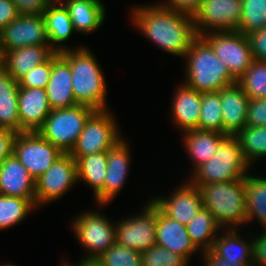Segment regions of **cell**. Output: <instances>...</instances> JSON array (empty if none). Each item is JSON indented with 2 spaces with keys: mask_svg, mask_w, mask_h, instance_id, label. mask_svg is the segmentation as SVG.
Here are the masks:
<instances>
[{
  "mask_svg": "<svg viewBox=\"0 0 266 266\" xmlns=\"http://www.w3.org/2000/svg\"><path fill=\"white\" fill-rule=\"evenodd\" d=\"M133 17L146 37L176 56H184L198 36L191 16L161 5L138 7Z\"/></svg>",
  "mask_w": 266,
  "mask_h": 266,
  "instance_id": "cell-1",
  "label": "cell"
},
{
  "mask_svg": "<svg viewBox=\"0 0 266 266\" xmlns=\"http://www.w3.org/2000/svg\"><path fill=\"white\" fill-rule=\"evenodd\" d=\"M55 52H58L71 68L75 101L95 110H107L105 79L90 51L81 47L72 52L64 47H56Z\"/></svg>",
  "mask_w": 266,
  "mask_h": 266,
  "instance_id": "cell-2",
  "label": "cell"
},
{
  "mask_svg": "<svg viewBox=\"0 0 266 266\" xmlns=\"http://www.w3.org/2000/svg\"><path fill=\"white\" fill-rule=\"evenodd\" d=\"M184 56L189 58L185 84L189 88L201 93L215 92L237 82L202 36L192 41Z\"/></svg>",
  "mask_w": 266,
  "mask_h": 266,
  "instance_id": "cell-3",
  "label": "cell"
},
{
  "mask_svg": "<svg viewBox=\"0 0 266 266\" xmlns=\"http://www.w3.org/2000/svg\"><path fill=\"white\" fill-rule=\"evenodd\" d=\"M202 206L212 213L218 225L247 221L244 179L199 185Z\"/></svg>",
  "mask_w": 266,
  "mask_h": 266,
  "instance_id": "cell-4",
  "label": "cell"
},
{
  "mask_svg": "<svg viewBox=\"0 0 266 266\" xmlns=\"http://www.w3.org/2000/svg\"><path fill=\"white\" fill-rule=\"evenodd\" d=\"M248 162L244 159L236 135H227L219 144L213 157L195 170V186L236 181L245 178Z\"/></svg>",
  "mask_w": 266,
  "mask_h": 266,
  "instance_id": "cell-5",
  "label": "cell"
},
{
  "mask_svg": "<svg viewBox=\"0 0 266 266\" xmlns=\"http://www.w3.org/2000/svg\"><path fill=\"white\" fill-rule=\"evenodd\" d=\"M95 111L92 107L83 104L53 109L38 133L64 153H69L83 131L86 121Z\"/></svg>",
  "mask_w": 266,
  "mask_h": 266,
  "instance_id": "cell-6",
  "label": "cell"
},
{
  "mask_svg": "<svg viewBox=\"0 0 266 266\" xmlns=\"http://www.w3.org/2000/svg\"><path fill=\"white\" fill-rule=\"evenodd\" d=\"M107 110H96L86 121L69 154L77 161L82 156L108 151L119 137L113 117Z\"/></svg>",
  "mask_w": 266,
  "mask_h": 266,
  "instance_id": "cell-7",
  "label": "cell"
},
{
  "mask_svg": "<svg viewBox=\"0 0 266 266\" xmlns=\"http://www.w3.org/2000/svg\"><path fill=\"white\" fill-rule=\"evenodd\" d=\"M64 152L45 140L38 131L17 133L13 155L36 179L62 156Z\"/></svg>",
  "mask_w": 266,
  "mask_h": 266,
  "instance_id": "cell-8",
  "label": "cell"
},
{
  "mask_svg": "<svg viewBox=\"0 0 266 266\" xmlns=\"http://www.w3.org/2000/svg\"><path fill=\"white\" fill-rule=\"evenodd\" d=\"M202 37L211 45L216 56L226 64L237 81L254 61L246 35L239 31H215ZM205 35V36H204Z\"/></svg>",
  "mask_w": 266,
  "mask_h": 266,
  "instance_id": "cell-9",
  "label": "cell"
},
{
  "mask_svg": "<svg viewBox=\"0 0 266 266\" xmlns=\"http://www.w3.org/2000/svg\"><path fill=\"white\" fill-rule=\"evenodd\" d=\"M77 180L76 160L64 153L35 179V206L58 199Z\"/></svg>",
  "mask_w": 266,
  "mask_h": 266,
  "instance_id": "cell-10",
  "label": "cell"
},
{
  "mask_svg": "<svg viewBox=\"0 0 266 266\" xmlns=\"http://www.w3.org/2000/svg\"><path fill=\"white\" fill-rule=\"evenodd\" d=\"M42 14H20L0 31V55L16 48L49 45Z\"/></svg>",
  "mask_w": 266,
  "mask_h": 266,
  "instance_id": "cell-11",
  "label": "cell"
},
{
  "mask_svg": "<svg viewBox=\"0 0 266 266\" xmlns=\"http://www.w3.org/2000/svg\"><path fill=\"white\" fill-rule=\"evenodd\" d=\"M156 223L157 205L151 201L142 215L115 227L116 242L141 253L151 249L156 245Z\"/></svg>",
  "mask_w": 266,
  "mask_h": 266,
  "instance_id": "cell-12",
  "label": "cell"
},
{
  "mask_svg": "<svg viewBox=\"0 0 266 266\" xmlns=\"http://www.w3.org/2000/svg\"><path fill=\"white\" fill-rule=\"evenodd\" d=\"M241 8L242 0H202L192 17L197 35L204 34L202 26L219 31H237L242 16Z\"/></svg>",
  "mask_w": 266,
  "mask_h": 266,
  "instance_id": "cell-13",
  "label": "cell"
},
{
  "mask_svg": "<svg viewBox=\"0 0 266 266\" xmlns=\"http://www.w3.org/2000/svg\"><path fill=\"white\" fill-rule=\"evenodd\" d=\"M73 225L82 245L91 250L87 258H97L116 242L115 227L98 213L81 214Z\"/></svg>",
  "mask_w": 266,
  "mask_h": 266,
  "instance_id": "cell-14",
  "label": "cell"
},
{
  "mask_svg": "<svg viewBox=\"0 0 266 266\" xmlns=\"http://www.w3.org/2000/svg\"><path fill=\"white\" fill-rule=\"evenodd\" d=\"M51 110L45 89L19 87L20 133L38 131L44 125Z\"/></svg>",
  "mask_w": 266,
  "mask_h": 266,
  "instance_id": "cell-15",
  "label": "cell"
},
{
  "mask_svg": "<svg viewBox=\"0 0 266 266\" xmlns=\"http://www.w3.org/2000/svg\"><path fill=\"white\" fill-rule=\"evenodd\" d=\"M223 120V134L237 135L245 126L249 97L235 82L218 91Z\"/></svg>",
  "mask_w": 266,
  "mask_h": 266,
  "instance_id": "cell-16",
  "label": "cell"
},
{
  "mask_svg": "<svg viewBox=\"0 0 266 266\" xmlns=\"http://www.w3.org/2000/svg\"><path fill=\"white\" fill-rule=\"evenodd\" d=\"M54 47L48 45H33L4 51L0 55V65L16 80L37 65L47 62L54 54Z\"/></svg>",
  "mask_w": 266,
  "mask_h": 266,
  "instance_id": "cell-17",
  "label": "cell"
},
{
  "mask_svg": "<svg viewBox=\"0 0 266 266\" xmlns=\"http://www.w3.org/2000/svg\"><path fill=\"white\" fill-rule=\"evenodd\" d=\"M0 194L29 199L35 205V178L14 155L0 165Z\"/></svg>",
  "mask_w": 266,
  "mask_h": 266,
  "instance_id": "cell-18",
  "label": "cell"
},
{
  "mask_svg": "<svg viewBox=\"0 0 266 266\" xmlns=\"http://www.w3.org/2000/svg\"><path fill=\"white\" fill-rule=\"evenodd\" d=\"M156 245L180 255L186 260L198 249L192 242L186 226L168 217L158 206Z\"/></svg>",
  "mask_w": 266,
  "mask_h": 266,
  "instance_id": "cell-19",
  "label": "cell"
},
{
  "mask_svg": "<svg viewBox=\"0 0 266 266\" xmlns=\"http://www.w3.org/2000/svg\"><path fill=\"white\" fill-rule=\"evenodd\" d=\"M168 217L187 225L203 208L198 186L184 185L170 197L152 200Z\"/></svg>",
  "mask_w": 266,
  "mask_h": 266,
  "instance_id": "cell-20",
  "label": "cell"
},
{
  "mask_svg": "<svg viewBox=\"0 0 266 266\" xmlns=\"http://www.w3.org/2000/svg\"><path fill=\"white\" fill-rule=\"evenodd\" d=\"M45 91L52 110L78 104L73 96L71 68L58 52L52 56V71Z\"/></svg>",
  "mask_w": 266,
  "mask_h": 266,
  "instance_id": "cell-21",
  "label": "cell"
},
{
  "mask_svg": "<svg viewBox=\"0 0 266 266\" xmlns=\"http://www.w3.org/2000/svg\"><path fill=\"white\" fill-rule=\"evenodd\" d=\"M124 140L118 141L107 151V171L104 182V204L108 203L122 188L127 176L129 150Z\"/></svg>",
  "mask_w": 266,
  "mask_h": 266,
  "instance_id": "cell-22",
  "label": "cell"
},
{
  "mask_svg": "<svg viewBox=\"0 0 266 266\" xmlns=\"http://www.w3.org/2000/svg\"><path fill=\"white\" fill-rule=\"evenodd\" d=\"M19 83L0 65V128L20 133Z\"/></svg>",
  "mask_w": 266,
  "mask_h": 266,
  "instance_id": "cell-23",
  "label": "cell"
},
{
  "mask_svg": "<svg viewBox=\"0 0 266 266\" xmlns=\"http://www.w3.org/2000/svg\"><path fill=\"white\" fill-rule=\"evenodd\" d=\"M176 92L173 105V118L184 131L198 129L201 112V92L183 84Z\"/></svg>",
  "mask_w": 266,
  "mask_h": 266,
  "instance_id": "cell-24",
  "label": "cell"
},
{
  "mask_svg": "<svg viewBox=\"0 0 266 266\" xmlns=\"http://www.w3.org/2000/svg\"><path fill=\"white\" fill-rule=\"evenodd\" d=\"M58 1L68 9L73 27L78 32H91L103 23L105 9L99 0Z\"/></svg>",
  "mask_w": 266,
  "mask_h": 266,
  "instance_id": "cell-25",
  "label": "cell"
},
{
  "mask_svg": "<svg viewBox=\"0 0 266 266\" xmlns=\"http://www.w3.org/2000/svg\"><path fill=\"white\" fill-rule=\"evenodd\" d=\"M77 179L93 187L96 200L104 204V182L107 171V151L82 156L77 161Z\"/></svg>",
  "mask_w": 266,
  "mask_h": 266,
  "instance_id": "cell-26",
  "label": "cell"
},
{
  "mask_svg": "<svg viewBox=\"0 0 266 266\" xmlns=\"http://www.w3.org/2000/svg\"><path fill=\"white\" fill-rule=\"evenodd\" d=\"M185 146L196 161L197 169L210 160L218 149L220 142L227 136L215 131H202L199 129L186 132Z\"/></svg>",
  "mask_w": 266,
  "mask_h": 266,
  "instance_id": "cell-27",
  "label": "cell"
},
{
  "mask_svg": "<svg viewBox=\"0 0 266 266\" xmlns=\"http://www.w3.org/2000/svg\"><path fill=\"white\" fill-rule=\"evenodd\" d=\"M57 1L58 0H53L42 14L48 40L53 43L66 41L70 37L72 31H74L68 9L61 1H59V6L62 5V7L56 6V4L54 5Z\"/></svg>",
  "mask_w": 266,
  "mask_h": 266,
  "instance_id": "cell-28",
  "label": "cell"
},
{
  "mask_svg": "<svg viewBox=\"0 0 266 266\" xmlns=\"http://www.w3.org/2000/svg\"><path fill=\"white\" fill-rule=\"evenodd\" d=\"M231 232V233H230ZM213 243L211 250L231 263L249 264L252 262V242L246 243L236 233L230 231Z\"/></svg>",
  "mask_w": 266,
  "mask_h": 266,
  "instance_id": "cell-29",
  "label": "cell"
},
{
  "mask_svg": "<svg viewBox=\"0 0 266 266\" xmlns=\"http://www.w3.org/2000/svg\"><path fill=\"white\" fill-rule=\"evenodd\" d=\"M244 185L247 222L254 215L266 227V178L246 175Z\"/></svg>",
  "mask_w": 266,
  "mask_h": 266,
  "instance_id": "cell-30",
  "label": "cell"
},
{
  "mask_svg": "<svg viewBox=\"0 0 266 266\" xmlns=\"http://www.w3.org/2000/svg\"><path fill=\"white\" fill-rule=\"evenodd\" d=\"M218 225L212 213L202 208L187 225V232L194 243L199 249L203 247V251L210 250L213 246L214 232H216ZM211 238V240H210ZM209 239V240H208Z\"/></svg>",
  "mask_w": 266,
  "mask_h": 266,
  "instance_id": "cell-31",
  "label": "cell"
},
{
  "mask_svg": "<svg viewBox=\"0 0 266 266\" xmlns=\"http://www.w3.org/2000/svg\"><path fill=\"white\" fill-rule=\"evenodd\" d=\"M219 92L201 93V112L198 129L223 134V120Z\"/></svg>",
  "mask_w": 266,
  "mask_h": 266,
  "instance_id": "cell-32",
  "label": "cell"
},
{
  "mask_svg": "<svg viewBox=\"0 0 266 266\" xmlns=\"http://www.w3.org/2000/svg\"><path fill=\"white\" fill-rule=\"evenodd\" d=\"M236 136L248 164L252 161L251 159L266 155V126L246 125Z\"/></svg>",
  "mask_w": 266,
  "mask_h": 266,
  "instance_id": "cell-33",
  "label": "cell"
},
{
  "mask_svg": "<svg viewBox=\"0 0 266 266\" xmlns=\"http://www.w3.org/2000/svg\"><path fill=\"white\" fill-rule=\"evenodd\" d=\"M237 83L249 99L266 98V61L254 60Z\"/></svg>",
  "mask_w": 266,
  "mask_h": 266,
  "instance_id": "cell-34",
  "label": "cell"
},
{
  "mask_svg": "<svg viewBox=\"0 0 266 266\" xmlns=\"http://www.w3.org/2000/svg\"><path fill=\"white\" fill-rule=\"evenodd\" d=\"M34 206L29 199L0 194V229L19 223Z\"/></svg>",
  "mask_w": 266,
  "mask_h": 266,
  "instance_id": "cell-35",
  "label": "cell"
},
{
  "mask_svg": "<svg viewBox=\"0 0 266 266\" xmlns=\"http://www.w3.org/2000/svg\"><path fill=\"white\" fill-rule=\"evenodd\" d=\"M242 16L237 31L246 35L266 27V0H242Z\"/></svg>",
  "mask_w": 266,
  "mask_h": 266,
  "instance_id": "cell-36",
  "label": "cell"
},
{
  "mask_svg": "<svg viewBox=\"0 0 266 266\" xmlns=\"http://www.w3.org/2000/svg\"><path fill=\"white\" fill-rule=\"evenodd\" d=\"M103 266H142L141 252L115 242L96 258Z\"/></svg>",
  "mask_w": 266,
  "mask_h": 266,
  "instance_id": "cell-37",
  "label": "cell"
},
{
  "mask_svg": "<svg viewBox=\"0 0 266 266\" xmlns=\"http://www.w3.org/2000/svg\"><path fill=\"white\" fill-rule=\"evenodd\" d=\"M141 260L142 266H186L187 264L184 257L157 245L142 252Z\"/></svg>",
  "mask_w": 266,
  "mask_h": 266,
  "instance_id": "cell-38",
  "label": "cell"
},
{
  "mask_svg": "<svg viewBox=\"0 0 266 266\" xmlns=\"http://www.w3.org/2000/svg\"><path fill=\"white\" fill-rule=\"evenodd\" d=\"M52 71V57L45 63L37 65L25 74L19 81V87L46 88Z\"/></svg>",
  "mask_w": 266,
  "mask_h": 266,
  "instance_id": "cell-39",
  "label": "cell"
},
{
  "mask_svg": "<svg viewBox=\"0 0 266 266\" xmlns=\"http://www.w3.org/2000/svg\"><path fill=\"white\" fill-rule=\"evenodd\" d=\"M246 125L266 126V98L249 99Z\"/></svg>",
  "mask_w": 266,
  "mask_h": 266,
  "instance_id": "cell-40",
  "label": "cell"
},
{
  "mask_svg": "<svg viewBox=\"0 0 266 266\" xmlns=\"http://www.w3.org/2000/svg\"><path fill=\"white\" fill-rule=\"evenodd\" d=\"M253 59L266 61V27L246 34Z\"/></svg>",
  "mask_w": 266,
  "mask_h": 266,
  "instance_id": "cell-41",
  "label": "cell"
},
{
  "mask_svg": "<svg viewBox=\"0 0 266 266\" xmlns=\"http://www.w3.org/2000/svg\"><path fill=\"white\" fill-rule=\"evenodd\" d=\"M20 14H43L53 0H12Z\"/></svg>",
  "mask_w": 266,
  "mask_h": 266,
  "instance_id": "cell-42",
  "label": "cell"
},
{
  "mask_svg": "<svg viewBox=\"0 0 266 266\" xmlns=\"http://www.w3.org/2000/svg\"><path fill=\"white\" fill-rule=\"evenodd\" d=\"M17 133L14 130L0 128V165L13 155V145Z\"/></svg>",
  "mask_w": 266,
  "mask_h": 266,
  "instance_id": "cell-43",
  "label": "cell"
},
{
  "mask_svg": "<svg viewBox=\"0 0 266 266\" xmlns=\"http://www.w3.org/2000/svg\"><path fill=\"white\" fill-rule=\"evenodd\" d=\"M169 4H163V7L169 8L173 11L187 14L191 17L198 10L202 0H169Z\"/></svg>",
  "mask_w": 266,
  "mask_h": 266,
  "instance_id": "cell-44",
  "label": "cell"
},
{
  "mask_svg": "<svg viewBox=\"0 0 266 266\" xmlns=\"http://www.w3.org/2000/svg\"><path fill=\"white\" fill-rule=\"evenodd\" d=\"M19 15L20 13L12 0H0V31Z\"/></svg>",
  "mask_w": 266,
  "mask_h": 266,
  "instance_id": "cell-45",
  "label": "cell"
},
{
  "mask_svg": "<svg viewBox=\"0 0 266 266\" xmlns=\"http://www.w3.org/2000/svg\"><path fill=\"white\" fill-rule=\"evenodd\" d=\"M252 262L253 265H256V262L259 266L266 265V232L252 241Z\"/></svg>",
  "mask_w": 266,
  "mask_h": 266,
  "instance_id": "cell-46",
  "label": "cell"
},
{
  "mask_svg": "<svg viewBox=\"0 0 266 266\" xmlns=\"http://www.w3.org/2000/svg\"><path fill=\"white\" fill-rule=\"evenodd\" d=\"M206 256L207 266H253V263L242 264V263H231L227 259L217 256L211 249L204 251Z\"/></svg>",
  "mask_w": 266,
  "mask_h": 266,
  "instance_id": "cell-47",
  "label": "cell"
},
{
  "mask_svg": "<svg viewBox=\"0 0 266 266\" xmlns=\"http://www.w3.org/2000/svg\"><path fill=\"white\" fill-rule=\"evenodd\" d=\"M77 266H103L96 258H84Z\"/></svg>",
  "mask_w": 266,
  "mask_h": 266,
  "instance_id": "cell-48",
  "label": "cell"
}]
</instances>
